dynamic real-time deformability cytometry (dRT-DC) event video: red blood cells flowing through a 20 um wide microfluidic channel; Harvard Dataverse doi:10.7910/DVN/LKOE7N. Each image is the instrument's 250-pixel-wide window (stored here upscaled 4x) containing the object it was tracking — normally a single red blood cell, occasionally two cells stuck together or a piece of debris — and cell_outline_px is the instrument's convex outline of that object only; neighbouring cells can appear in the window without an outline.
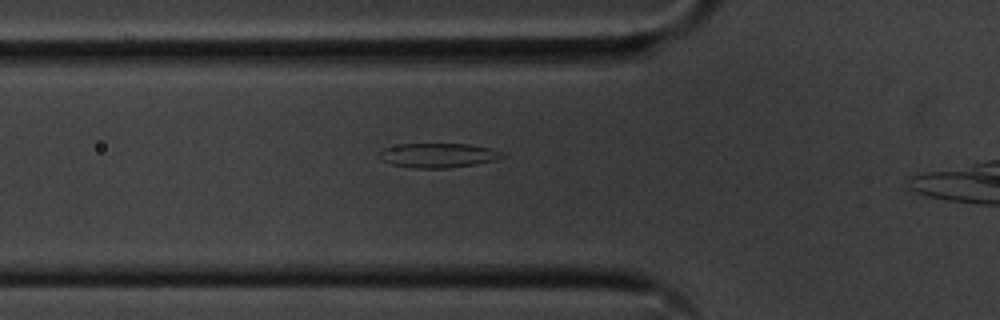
{"species": "common noctule bat (a hibernating species)", "species_latin": "Nyctalus noctula", "temperature_condition": "cold", "stored_images_in_passage": 28, "camera_frame_rate_fps": 3000, "um_per_image_px": 0.085, "animal": {"sex": "male", "body_mass_g": 20.1, "forearm_length_mm": 53.5}, "frame": {"image": 1, "passage_image": 2, "time_ms": 0.333, "image_size_px": [1000, 320], "cell_outline_px": [[508, 156], [496, 160], [476, 164], [448, 168], [416, 168], [392, 164], [380, 160], [380, 152], [384, 148], [400, 144], [468, 144], [492, 148]], "centroid_in_image_um": [37.28, 13.2], "position_along_channel_um": 88.5, "area_um2": 17.51}}
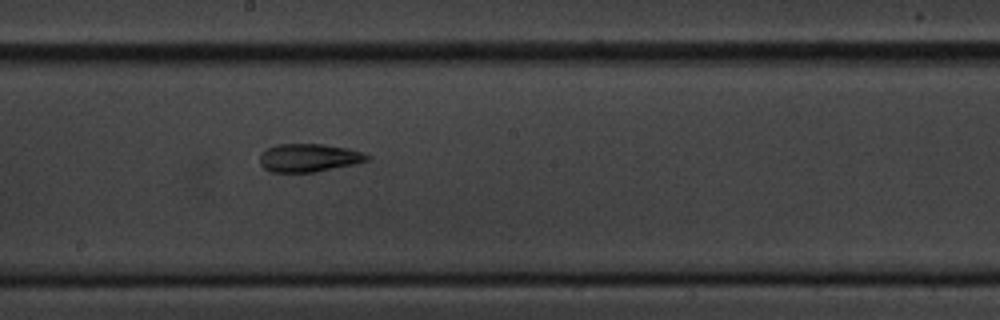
{"frame": {"image": 2, "passage_image": 13, "time_ms": 4.0, "image_size_px": [1000, 320], "cell_outline_px": [[372, 156], [368, 160], [356, 164], [316, 172], [272, 172], [264, 168], [260, 164], [260, 152], [276, 144], [324, 144], [348, 148]], "centroid_in_image_um": [26.25, 13.41], "position_along_channel_um": 221.9, "area_um2": 17.74}}
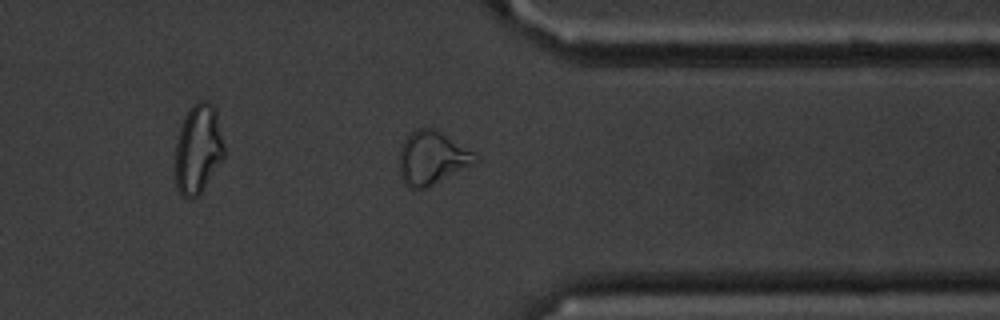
{"frame": {"image": 3, "passage_image": 26, "time_ms": 8.333, "image_size_px": [1000, 320], "cell_outline_px": [[480, 160], [476, 164], [424, 188], [408, 188], [404, 184], [400, 176], [400, 144], [416, 128], [432, 128], [440, 132], [480, 156]], "centroid_in_image_um": [36.73, 13.44], "position_along_channel_um": 374.7, "area_um2": 23.47}}